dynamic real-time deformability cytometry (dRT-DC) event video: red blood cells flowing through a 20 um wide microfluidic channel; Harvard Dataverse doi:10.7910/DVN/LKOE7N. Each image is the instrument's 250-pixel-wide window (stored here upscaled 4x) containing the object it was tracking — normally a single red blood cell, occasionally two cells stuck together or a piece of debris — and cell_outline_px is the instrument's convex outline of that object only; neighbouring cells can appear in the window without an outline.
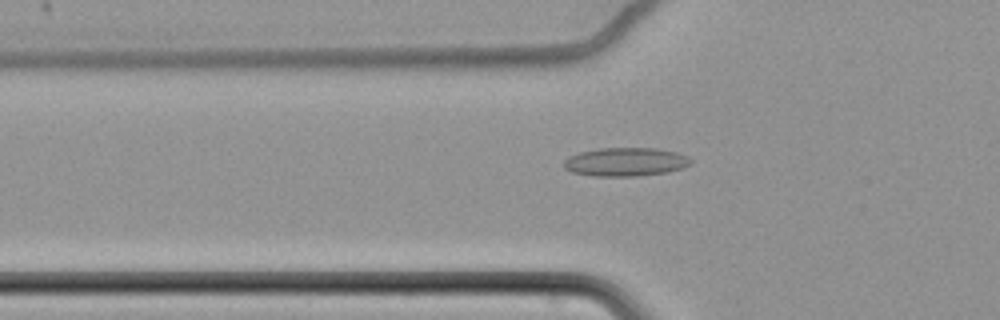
{"species": "common noctule bat (a hibernating species)", "species_latin": "Nyctalus noctula", "temperature_condition": "cold", "stored_images_in_passage": 63, "segment_of_instrument_passage": [1, 2], "camera_frame_rate_fps": 3000, "um_per_image_px": 0.085, "animal": {"sex": "female", "body_mass_g": 22.7, "forearm_length_mm": 54.2}, "frame": {"image": 1, "passage_image": 23, "time_ms": 7.333, "image_size_px": [1000, 320], "cell_outline_px": [[692, 160], [688, 164], [680, 168], [668, 172], [636, 176], [596, 176], [572, 172], [564, 168], [564, 160], [568, 156], [580, 152], [600, 148], [656, 148], [676, 152], [688, 156]], "centroid_in_image_um": [53.15, 13.75], "position_along_channel_um": 72.7, "area_um2": 21.04}}
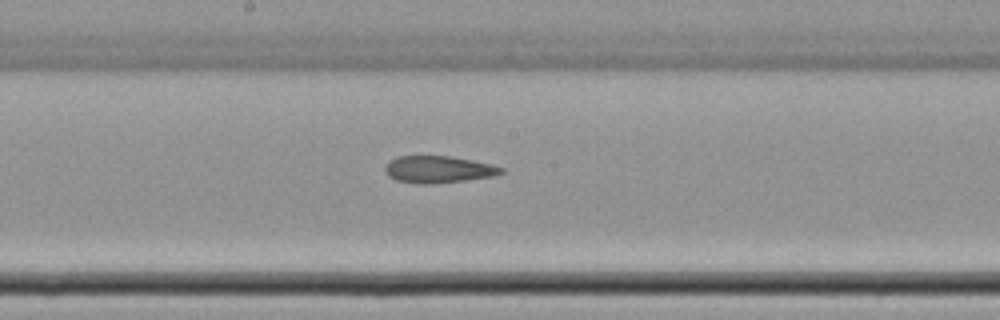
{"frame": {"image": 2, "passage_image": 35, "time_ms": 11.333, "image_size_px": [1000, 320], "cell_outline_px": [[504, 172], [496, 176], [432, 184], [416, 184], [396, 180], [388, 176], [384, 172], [384, 168], [396, 156], [452, 156], [492, 164], [504, 168]], "centroid_in_image_um": [37.28, 14.4], "position_along_channel_um": 210.9, "area_um2": 18.38}}
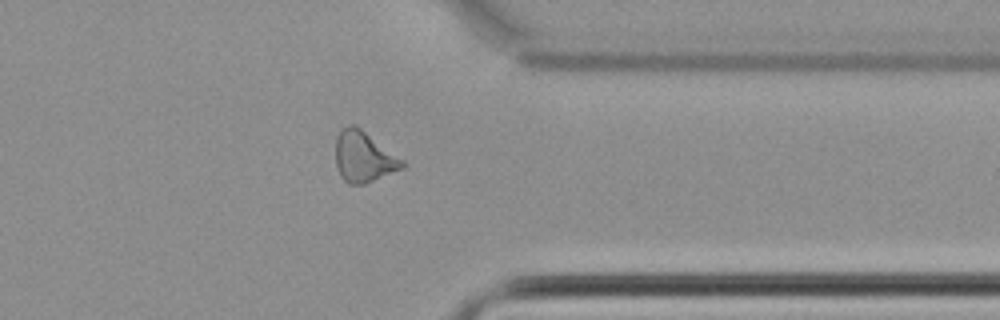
{"frame": {"image": 3, "passage_image": 50, "time_ms": 16.333, "image_size_px": [1000, 320], "cell_outline_px": [[408, 164], [404, 168], [364, 184], [348, 184], [340, 176], [336, 164], [336, 136], [348, 124], [356, 124], [404, 160]], "centroid_in_image_um": [30.93, 13.32], "position_along_channel_um": 380.5, "area_um2": 19.88}}